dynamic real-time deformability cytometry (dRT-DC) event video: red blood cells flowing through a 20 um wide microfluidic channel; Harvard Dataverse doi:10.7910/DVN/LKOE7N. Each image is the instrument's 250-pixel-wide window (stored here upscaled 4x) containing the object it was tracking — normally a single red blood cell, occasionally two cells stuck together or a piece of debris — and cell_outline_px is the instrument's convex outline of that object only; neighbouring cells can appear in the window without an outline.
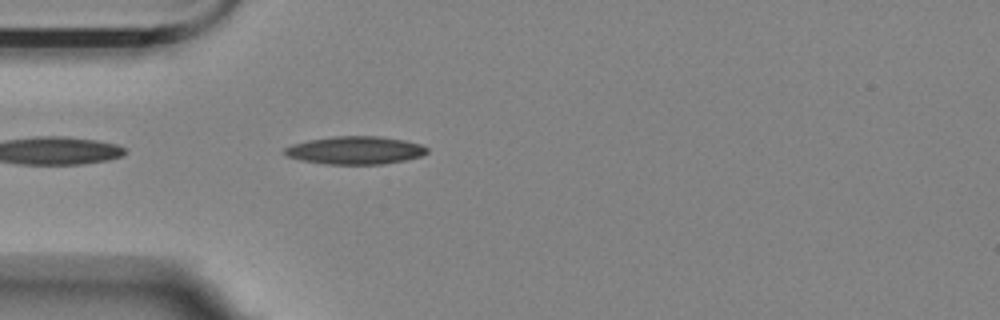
{"species": "Egyptian fruit bat (a non-hibernating species)", "species_latin": "Rousettus aegyptiacus", "temperature_condition": "room temperature", "stored_images_in_passage": 1, "camera_frame_rate_fps": 3000, "um_per_image_px": 0.085, "animal": {"sex": "female"}, "frame": {"image": 1, "passage_image": 1, "time_ms": 0.0, "image_size_px": [1000, 320], "cell_outline_px": [[428, 152], [420, 156], [404, 160], [384, 164], [324, 164], [300, 160], [288, 156], [284, 152], [284, 148], [292, 144], [308, 140], [336, 136], [380, 136], [404, 140], [420, 144], [428, 148]], "centroid_in_image_um": [30.19, 12.77], "position_along_channel_um": 54.8, "area_um2": 23.12}}